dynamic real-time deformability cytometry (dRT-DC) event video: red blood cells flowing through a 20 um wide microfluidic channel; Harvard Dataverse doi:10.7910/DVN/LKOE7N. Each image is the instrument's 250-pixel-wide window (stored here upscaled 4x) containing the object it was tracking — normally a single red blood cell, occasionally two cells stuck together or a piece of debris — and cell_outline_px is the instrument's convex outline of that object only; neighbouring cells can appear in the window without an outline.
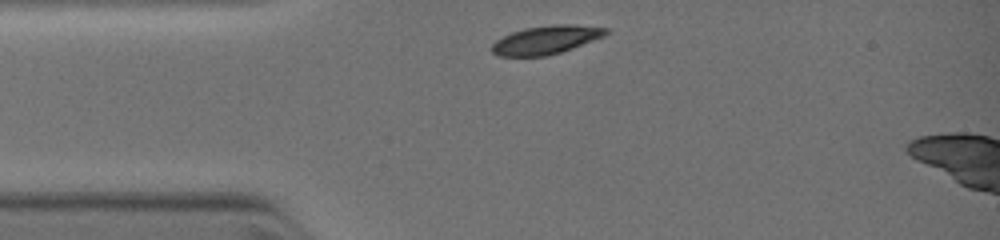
{"species": "common noctule bat (a hibernating species)", "species_latin": "Nyctalus noctula", "temperature_condition": "warm", "stored_images_in_passage": 2, "camera_frame_rate_fps": 3000, "um_per_image_px": 0.085, "animal": {"sex": "female", "body_mass_g": 19.0, "forearm_length_mm": 51.5}, "frame": {"image": 1, "passage_image": 1, "time_ms": 0.0, "image_size_px": [1000, 240], "cell_outline_px": [[608, 32], [604, 36], [572, 48], [560, 52], [544, 56], [496, 56], [492, 52], [492, 44], [496, 40], [512, 32], [528, 28], [552, 24], [576, 24], [608, 28]], "centroid_in_image_um": [46.41, 3.38], "position_along_channel_um": 38.6, "area_um2": 18.73}}